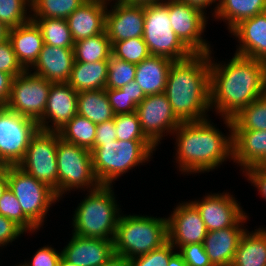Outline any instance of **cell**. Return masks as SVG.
Returning <instances> with one entry per match:
<instances>
[{
	"instance_id": "obj_13",
	"label": "cell",
	"mask_w": 266,
	"mask_h": 266,
	"mask_svg": "<svg viewBox=\"0 0 266 266\" xmlns=\"http://www.w3.org/2000/svg\"><path fill=\"white\" fill-rule=\"evenodd\" d=\"M38 124L32 119L0 107V156L8 166H17L24 158Z\"/></svg>"
},
{
	"instance_id": "obj_39",
	"label": "cell",
	"mask_w": 266,
	"mask_h": 266,
	"mask_svg": "<svg viewBox=\"0 0 266 266\" xmlns=\"http://www.w3.org/2000/svg\"><path fill=\"white\" fill-rule=\"evenodd\" d=\"M112 55L129 63L138 64L151 54L143 37H136L112 45Z\"/></svg>"
},
{
	"instance_id": "obj_47",
	"label": "cell",
	"mask_w": 266,
	"mask_h": 266,
	"mask_svg": "<svg viewBox=\"0 0 266 266\" xmlns=\"http://www.w3.org/2000/svg\"><path fill=\"white\" fill-rule=\"evenodd\" d=\"M243 174L266 201V166L248 168L243 172Z\"/></svg>"
},
{
	"instance_id": "obj_9",
	"label": "cell",
	"mask_w": 266,
	"mask_h": 266,
	"mask_svg": "<svg viewBox=\"0 0 266 266\" xmlns=\"http://www.w3.org/2000/svg\"><path fill=\"white\" fill-rule=\"evenodd\" d=\"M7 178L23 213L41 229L50 207L60 200L55 191L18 166H7Z\"/></svg>"
},
{
	"instance_id": "obj_20",
	"label": "cell",
	"mask_w": 266,
	"mask_h": 266,
	"mask_svg": "<svg viewBox=\"0 0 266 266\" xmlns=\"http://www.w3.org/2000/svg\"><path fill=\"white\" fill-rule=\"evenodd\" d=\"M229 32L239 43L236 55L266 63V12L240 21Z\"/></svg>"
},
{
	"instance_id": "obj_18",
	"label": "cell",
	"mask_w": 266,
	"mask_h": 266,
	"mask_svg": "<svg viewBox=\"0 0 266 266\" xmlns=\"http://www.w3.org/2000/svg\"><path fill=\"white\" fill-rule=\"evenodd\" d=\"M77 98L78 92L68 83H52L38 128L56 132L62 129L77 114Z\"/></svg>"
},
{
	"instance_id": "obj_16",
	"label": "cell",
	"mask_w": 266,
	"mask_h": 266,
	"mask_svg": "<svg viewBox=\"0 0 266 266\" xmlns=\"http://www.w3.org/2000/svg\"><path fill=\"white\" fill-rule=\"evenodd\" d=\"M173 209V213L167 217V233L168 241L175 250L188 244L203 243L208 231L190 200L182 201Z\"/></svg>"
},
{
	"instance_id": "obj_12",
	"label": "cell",
	"mask_w": 266,
	"mask_h": 266,
	"mask_svg": "<svg viewBox=\"0 0 266 266\" xmlns=\"http://www.w3.org/2000/svg\"><path fill=\"white\" fill-rule=\"evenodd\" d=\"M168 14L172 29L193 54L212 52L209 42L201 36L206 29L207 13L181 0H168Z\"/></svg>"
},
{
	"instance_id": "obj_53",
	"label": "cell",
	"mask_w": 266,
	"mask_h": 266,
	"mask_svg": "<svg viewBox=\"0 0 266 266\" xmlns=\"http://www.w3.org/2000/svg\"><path fill=\"white\" fill-rule=\"evenodd\" d=\"M121 4H128V5H148L153 3H160L164 0H113Z\"/></svg>"
},
{
	"instance_id": "obj_28",
	"label": "cell",
	"mask_w": 266,
	"mask_h": 266,
	"mask_svg": "<svg viewBox=\"0 0 266 266\" xmlns=\"http://www.w3.org/2000/svg\"><path fill=\"white\" fill-rule=\"evenodd\" d=\"M214 19L223 20L230 31L240 21L266 12V0H217Z\"/></svg>"
},
{
	"instance_id": "obj_49",
	"label": "cell",
	"mask_w": 266,
	"mask_h": 266,
	"mask_svg": "<svg viewBox=\"0 0 266 266\" xmlns=\"http://www.w3.org/2000/svg\"><path fill=\"white\" fill-rule=\"evenodd\" d=\"M12 80L10 74L0 71V107H5L9 100Z\"/></svg>"
},
{
	"instance_id": "obj_40",
	"label": "cell",
	"mask_w": 266,
	"mask_h": 266,
	"mask_svg": "<svg viewBox=\"0 0 266 266\" xmlns=\"http://www.w3.org/2000/svg\"><path fill=\"white\" fill-rule=\"evenodd\" d=\"M114 124L117 140L149 141L142 132L139 117L136 111L115 115Z\"/></svg>"
},
{
	"instance_id": "obj_10",
	"label": "cell",
	"mask_w": 266,
	"mask_h": 266,
	"mask_svg": "<svg viewBox=\"0 0 266 266\" xmlns=\"http://www.w3.org/2000/svg\"><path fill=\"white\" fill-rule=\"evenodd\" d=\"M56 131L39 129L32 135L23 160L17 165L24 172L48 185L58 197L57 142Z\"/></svg>"
},
{
	"instance_id": "obj_36",
	"label": "cell",
	"mask_w": 266,
	"mask_h": 266,
	"mask_svg": "<svg viewBox=\"0 0 266 266\" xmlns=\"http://www.w3.org/2000/svg\"><path fill=\"white\" fill-rule=\"evenodd\" d=\"M31 0H0V22L9 29L31 20Z\"/></svg>"
},
{
	"instance_id": "obj_41",
	"label": "cell",
	"mask_w": 266,
	"mask_h": 266,
	"mask_svg": "<svg viewBox=\"0 0 266 266\" xmlns=\"http://www.w3.org/2000/svg\"><path fill=\"white\" fill-rule=\"evenodd\" d=\"M172 244L167 241L160 248L129 259V266H167L170 257L176 252Z\"/></svg>"
},
{
	"instance_id": "obj_45",
	"label": "cell",
	"mask_w": 266,
	"mask_h": 266,
	"mask_svg": "<svg viewBox=\"0 0 266 266\" xmlns=\"http://www.w3.org/2000/svg\"><path fill=\"white\" fill-rule=\"evenodd\" d=\"M105 90L115 115L136 111L137 105L133 101H130L126 92H123L120 88Z\"/></svg>"
},
{
	"instance_id": "obj_8",
	"label": "cell",
	"mask_w": 266,
	"mask_h": 266,
	"mask_svg": "<svg viewBox=\"0 0 266 266\" xmlns=\"http://www.w3.org/2000/svg\"><path fill=\"white\" fill-rule=\"evenodd\" d=\"M58 198L74 189L94 190L101 184L97 180L90 150L64 141L57 142ZM85 189V190H84Z\"/></svg>"
},
{
	"instance_id": "obj_59",
	"label": "cell",
	"mask_w": 266,
	"mask_h": 266,
	"mask_svg": "<svg viewBox=\"0 0 266 266\" xmlns=\"http://www.w3.org/2000/svg\"><path fill=\"white\" fill-rule=\"evenodd\" d=\"M264 95L266 96V63H265V70H264Z\"/></svg>"
},
{
	"instance_id": "obj_54",
	"label": "cell",
	"mask_w": 266,
	"mask_h": 266,
	"mask_svg": "<svg viewBox=\"0 0 266 266\" xmlns=\"http://www.w3.org/2000/svg\"><path fill=\"white\" fill-rule=\"evenodd\" d=\"M167 266H188L185 261L183 260V257L181 254L176 251L169 259Z\"/></svg>"
},
{
	"instance_id": "obj_14",
	"label": "cell",
	"mask_w": 266,
	"mask_h": 266,
	"mask_svg": "<svg viewBox=\"0 0 266 266\" xmlns=\"http://www.w3.org/2000/svg\"><path fill=\"white\" fill-rule=\"evenodd\" d=\"M136 113L143 134L155 147L161 144L163 136L168 133L172 135L182 123L174 114L164 92L146 96L137 106Z\"/></svg>"
},
{
	"instance_id": "obj_22",
	"label": "cell",
	"mask_w": 266,
	"mask_h": 266,
	"mask_svg": "<svg viewBox=\"0 0 266 266\" xmlns=\"http://www.w3.org/2000/svg\"><path fill=\"white\" fill-rule=\"evenodd\" d=\"M113 253V240L85 238L75 234L62 250V256L76 266L103 265Z\"/></svg>"
},
{
	"instance_id": "obj_26",
	"label": "cell",
	"mask_w": 266,
	"mask_h": 266,
	"mask_svg": "<svg viewBox=\"0 0 266 266\" xmlns=\"http://www.w3.org/2000/svg\"><path fill=\"white\" fill-rule=\"evenodd\" d=\"M173 62L163 56L150 55L136 64L135 82L141 87L145 96L165 91L168 72Z\"/></svg>"
},
{
	"instance_id": "obj_4",
	"label": "cell",
	"mask_w": 266,
	"mask_h": 266,
	"mask_svg": "<svg viewBox=\"0 0 266 266\" xmlns=\"http://www.w3.org/2000/svg\"><path fill=\"white\" fill-rule=\"evenodd\" d=\"M113 185H100L87 191L72 218V234L85 238L113 240L121 209L114 197Z\"/></svg>"
},
{
	"instance_id": "obj_58",
	"label": "cell",
	"mask_w": 266,
	"mask_h": 266,
	"mask_svg": "<svg viewBox=\"0 0 266 266\" xmlns=\"http://www.w3.org/2000/svg\"><path fill=\"white\" fill-rule=\"evenodd\" d=\"M7 166L8 165L1 159V156H0V171L6 169Z\"/></svg>"
},
{
	"instance_id": "obj_35",
	"label": "cell",
	"mask_w": 266,
	"mask_h": 266,
	"mask_svg": "<svg viewBox=\"0 0 266 266\" xmlns=\"http://www.w3.org/2000/svg\"><path fill=\"white\" fill-rule=\"evenodd\" d=\"M86 0H31V18L67 19Z\"/></svg>"
},
{
	"instance_id": "obj_33",
	"label": "cell",
	"mask_w": 266,
	"mask_h": 266,
	"mask_svg": "<svg viewBox=\"0 0 266 266\" xmlns=\"http://www.w3.org/2000/svg\"><path fill=\"white\" fill-rule=\"evenodd\" d=\"M39 27L44 44L73 48L74 40L66 19L31 18Z\"/></svg>"
},
{
	"instance_id": "obj_3",
	"label": "cell",
	"mask_w": 266,
	"mask_h": 266,
	"mask_svg": "<svg viewBox=\"0 0 266 266\" xmlns=\"http://www.w3.org/2000/svg\"><path fill=\"white\" fill-rule=\"evenodd\" d=\"M181 122L207 120L210 108V54H193L170 66L164 91Z\"/></svg>"
},
{
	"instance_id": "obj_23",
	"label": "cell",
	"mask_w": 266,
	"mask_h": 266,
	"mask_svg": "<svg viewBox=\"0 0 266 266\" xmlns=\"http://www.w3.org/2000/svg\"><path fill=\"white\" fill-rule=\"evenodd\" d=\"M111 2L113 1L86 0L66 19L74 42L105 31L106 10Z\"/></svg>"
},
{
	"instance_id": "obj_15",
	"label": "cell",
	"mask_w": 266,
	"mask_h": 266,
	"mask_svg": "<svg viewBox=\"0 0 266 266\" xmlns=\"http://www.w3.org/2000/svg\"><path fill=\"white\" fill-rule=\"evenodd\" d=\"M229 192L211 193L190 201L199 211L208 232L234 226L246 213Z\"/></svg>"
},
{
	"instance_id": "obj_19",
	"label": "cell",
	"mask_w": 266,
	"mask_h": 266,
	"mask_svg": "<svg viewBox=\"0 0 266 266\" xmlns=\"http://www.w3.org/2000/svg\"><path fill=\"white\" fill-rule=\"evenodd\" d=\"M247 213L232 227L207 232L203 247L213 266H231L241 237L247 230Z\"/></svg>"
},
{
	"instance_id": "obj_1",
	"label": "cell",
	"mask_w": 266,
	"mask_h": 266,
	"mask_svg": "<svg viewBox=\"0 0 266 266\" xmlns=\"http://www.w3.org/2000/svg\"><path fill=\"white\" fill-rule=\"evenodd\" d=\"M211 53L210 108L214 107L222 118L231 119L264 95L265 62L234 54L227 63H217Z\"/></svg>"
},
{
	"instance_id": "obj_46",
	"label": "cell",
	"mask_w": 266,
	"mask_h": 266,
	"mask_svg": "<svg viewBox=\"0 0 266 266\" xmlns=\"http://www.w3.org/2000/svg\"><path fill=\"white\" fill-rule=\"evenodd\" d=\"M25 231L14 221L0 214V247H6L8 244L19 239Z\"/></svg>"
},
{
	"instance_id": "obj_57",
	"label": "cell",
	"mask_w": 266,
	"mask_h": 266,
	"mask_svg": "<svg viewBox=\"0 0 266 266\" xmlns=\"http://www.w3.org/2000/svg\"><path fill=\"white\" fill-rule=\"evenodd\" d=\"M59 266H76L74 263L67 261L63 256L61 257Z\"/></svg>"
},
{
	"instance_id": "obj_29",
	"label": "cell",
	"mask_w": 266,
	"mask_h": 266,
	"mask_svg": "<svg viewBox=\"0 0 266 266\" xmlns=\"http://www.w3.org/2000/svg\"><path fill=\"white\" fill-rule=\"evenodd\" d=\"M107 75L108 60L75 62L67 83L77 92L106 89Z\"/></svg>"
},
{
	"instance_id": "obj_2",
	"label": "cell",
	"mask_w": 266,
	"mask_h": 266,
	"mask_svg": "<svg viewBox=\"0 0 266 266\" xmlns=\"http://www.w3.org/2000/svg\"><path fill=\"white\" fill-rule=\"evenodd\" d=\"M229 134L225 136L207 119L198 122H182L173 132L176 163L185 174L213 171L228 159L233 160L232 119L223 118ZM176 135V136H175Z\"/></svg>"
},
{
	"instance_id": "obj_11",
	"label": "cell",
	"mask_w": 266,
	"mask_h": 266,
	"mask_svg": "<svg viewBox=\"0 0 266 266\" xmlns=\"http://www.w3.org/2000/svg\"><path fill=\"white\" fill-rule=\"evenodd\" d=\"M31 71L25 70L13 78L5 107L38 123L43 118L52 82Z\"/></svg>"
},
{
	"instance_id": "obj_56",
	"label": "cell",
	"mask_w": 266,
	"mask_h": 266,
	"mask_svg": "<svg viewBox=\"0 0 266 266\" xmlns=\"http://www.w3.org/2000/svg\"><path fill=\"white\" fill-rule=\"evenodd\" d=\"M9 28L6 27L2 22H0V42L8 39Z\"/></svg>"
},
{
	"instance_id": "obj_7",
	"label": "cell",
	"mask_w": 266,
	"mask_h": 266,
	"mask_svg": "<svg viewBox=\"0 0 266 266\" xmlns=\"http://www.w3.org/2000/svg\"><path fill=\"white\" fill-rule=\"evenodd\" d=\"M144 19L143 40L151 55L163 56L173 61H182L193 55L171 27L168 0L144 5Z\"/></svg>"
},
{
	"instance_id": "obj_55",
	"label": "cell",
	"mask_w": 266,
	"mask_h": 266,
	"mask_svg": "<svg viewBox=\"0 0 266 266\" xmlns=\"http://www.w3.org/2000/svg\"><path fill=\"white\" fill-rule=\"evenodd\" d=\"M8 189L7 168L0 171V198Z\"/></svg>"
},
{
	"instance_id": "obj_44",
	"label": "cell",
	"mask_w": 266,
	"mask_h": 266,
	"mask_svg": "<svg viewBox=\"0 0 266 266\" xmlns=\"http://www.w3.org/2000/svg\"><path fill=\"white\" fill-rule=\"evenodd\" d=\"M47 245L39 248L30 261L22 262L18 266H59L62 251H56V248Z\"/></svg>"
},
{
	"instance_id": "obj_32",
	"label": "cell",
	"mask_w": 266,
	"mask_h": 266,
	"mask_svg": "<svg viewBox=\"0 0 266 266\" xmlns=\"http://www.w3.org/2000/svg\"><path fill=\"white\" fill-rule=\"evenodd\" d=\"M97 124L76 114L58 131L60 138L77 146L92 150L96 137Z\"/></svg>"
},
{
	"instance_id": "obj_17",
	"label": "cell",
	"mask_w": 266,
	"mask_h": 266,
	"mask_svg": "<svg viewBox=\"0 0 266 266\" xmlns=\"http://www.w3.org/2000/svg\"><path fill=\"white\" fill-rule=\"evenodd\" d=\"M114 2L113 6L112 4L110 5L112 10L107 8L105 15V31L111 44L131 38L143 37L144 6Z\"/></svg>"
},
{
	"instance_id": "obj_50",
	"label": "cell",
	"mask_w": 266,
	"mask_h": 266,
	"mask_svg": "<svg viewBox=\"0 0 266 266\" xmlns=\"http://www.w3.org/2000/svg\"><path fill=\"white\" fill-rule=\"evenodd\" d=\"M120 89L123 92H126L130 98V101H133L137 106L146 98L141 87L135 81L126 84Z\"/></svg>"
},
{
	"instance_id": "obj_43",
	"label": "cell",
	"mask_w": 266,
	"mask_h": 266,
	"mask_svg": "<svg viewBox=\"0 0 266 266\" xmlns=\"http://www.w3.org/2000/svg\"><path fill=\"white\" fill-rule=\"evenodd\" d=\"M188 266H213L205 252L203 243H193L182 246L177 250Z\"/></svg>"
},
{
	"instance_id": "obj_30",
	"label": "cell",
	"mask_w": 266,
	"mask_h": 266,
	"mask_svg": "<svg viewBox=\"0 0 266 266\" xmlns=\"http://www.w3.org/2000/svg\"><path fill=\"white\" fill-rule=\"evenodd\" d=\"M77 114L95 124L115 117L105 89L78 92Z\"/></svg>"
},
{
	"instance_id": "obj_27",
	"label": "cell",
	"mask_w": 266,
	"mask_h": 266,
	"mask_svg": "<svg viewBox=\"0 0 266 266\" xmlns=\"http://www.w3.org/2000/svg\"><path fill=\"white\" fill-rule=\"evenodd\" d=\"M231 266H266V227L245 231Z\"/></svg>"
},
{
	"instance_id": "obj_42",
	"label": "cell",
	"mask_w": 266,
	"mask_h": 266,
	"mask_svg": "<svg viewBox=\"0 0 266 266\" xmlns=\"http://www.w3.org/2000/svg\"><path fill=\"white\" fill-rule=\"evenodd\" d=\"M0 71L10 74L13 78L25 71L19 63L9 39L0 42Z\"/></svg>"
},
{
	"instance_id": "obj_24",
	"label": "cell",
	"mask_w": 266,
	"mask_h": 266,
	"mask_svg": "<svg viewBox=\"0 0 266 266\" xmlns=\"http://www.w3.org/2000/svg\"><path fill=\"white\" fill-rule=\"evenodd\" d=\"M233 162L242 172L266 166V130H233Z\"/></svg>"
},
{
	"instance_id": "obj_38",
	"label": "cell",
	"mask_w": 266,
	"mask_h": 266,
	"mask_svg": "<svg viewBox=\"0 0 266 266\" xmlns=\"http://www.w3.org/2000/svg\"><path fill=\"white\" fill-rule=\"evenodd\" d=\"M136 64L126 62L111 55L108 59L106 89H119L135 81Z\"/></svg>"
},
{
	"instance_id": "obj_21",
	"label": "cell",
	"mask_w": 266,
	"mask_h": 266,
	"mask_svg": "<svg viewBox=\"0 0 266 266\" xmlns=\"http://www.w3.org/2000/svg\"><path fill=\"white\" fill-rule=\"evenodd\" d=\"M75 63L73 48L44 44L37 61L30 68L35 75L52 83H67Z\"/></svg>"
},
{
	"instance_id": "obj_31",
	"label": "cell",
	"mask_w": 266,
	"mask_h": 266,
	"mask_svg": "<svg viewBox=\"0 0 266 266\" xmlns=\"http://www.w3.org/2000/svg\"><path fill=\"white\" fill-rule=\"evenodd\" d=\"M75 62L93 63L108 60L112 55V44L106 31L99 35L79 40L73 45Z\"/></svg>"
},
{
	"instance_id": "obj_37",
	"label": "cell",
	"mask_w": 266,
	"mask_h": 266,
	"mask_svg": "<svg viewBox=\"0 0 266 266\" xmlns=\"http://www.w3.org/2000/svg\"><path fill=\"white\" fill-rule=\"evenodd\" d=\"M0 214L19 225L26 233L37 232L39 228L23 213L14 193L7 189L0 198Z\"/></svg>"
},
{
	"instance_id": "obj_52",
	"label": "cell",
	"mask_w": 266,
	"mask_h": 266,
	"mask_svg": "<svg viewBox=\"0 0 266 266\" xmlns=\"http://www.w3.org/2000/svg\"><path fill=\"white\" fill-rule=\"evenodd\" d=\"M181 1L186 2L191 6L197 7L200 10H202L204 13H206L207 10L205 9L209 6H212V4H215L217 0H181Z\"/></svg>"
},
{
	"instance_id": "obj_25",
	"label": "cell",
	"mask_w": 266,
	"mask_h": 266,
	"mask_svg": "<svg viewBox=\"0 0 266 266\" xmlns=\"http://www.w3.org/2000/svg\"><path fill=\"white\" fill-rule=\"evenodd\" d=\"M8 39L19 63L25 70H30L44 45L39 27L31 19L16 28L9 29Z\"/></svg>"
},
{
	"instance_id": "obj_51",
	"label": "cell",
	"mask_w": 266,
	"mask_h": 266,
	"mask_svg": "<svg viewBox=\"0 0 266 266\" xmlns=\"http://www.w3.org/2000/svg\"><path fill=\"white\" fill-rule=\"evenodd\" d=\"M99 266H129V259L123 255L113 253L103 265Z\"/></svg>"
},
{
	"instance_id": "obj_5",
	"label": "cell",
	"mask_w": 266,
	"mask_h": 266,
	"mask_svg": "<svg viewBox=\"0 0 266 266\" xmlns=\"http://www.w3.org/2000/svg\"><path fill=\"white\" fill-rule=\"evenodd\" d=\"M167 241V218L122 213L113 239L114 253L131 259L160 248Z\"/></svg>"
},
{
	"instance_id": "obj_6",
	"label": "cell",
	"mask_w": 266,
	"mask_h": 266,
	"mask_svg": "<svg viewBox=\"0 0 266 266\" xmlns=\"http://www.w3.org/2000/svg\"><path fill=\"white\" fill-rule=\"evenodd\" d=\"M156 149L150 141L131 140H114L94 147L91 150L94 174L101 185H113L124 173L152 159Z\"/></svg>"
},
{
	"instance_id": "obj_48",
	"label": "cell",
	"mask_w": 266,
	"mask_h": 266,
	"mask_svg": "<svg viewBox=\"0 0 266 266\" xmlns=\"http://www.w3.org/2000/svg\"><path fill=\"white\" fill-rule=\"evenodd\" d=\"M117 140L114 118L97 124L94 147Z\"/></svg>"
},
{
	"instance_id": "obj_34",
	"label": "cell",
	"mask_w": 266,
	"mask_h": 266,
	"mask_svg": "<svg viewBox=\"0 0 266 266\" xmlns=\"http://www.w3.org/2000/svg\"><path fill=\"white\" fill-rule=\"evenodd\" d=\"M231 119L233 130H266V96L254 100Z\"/></svg>"
}]
</instances>
